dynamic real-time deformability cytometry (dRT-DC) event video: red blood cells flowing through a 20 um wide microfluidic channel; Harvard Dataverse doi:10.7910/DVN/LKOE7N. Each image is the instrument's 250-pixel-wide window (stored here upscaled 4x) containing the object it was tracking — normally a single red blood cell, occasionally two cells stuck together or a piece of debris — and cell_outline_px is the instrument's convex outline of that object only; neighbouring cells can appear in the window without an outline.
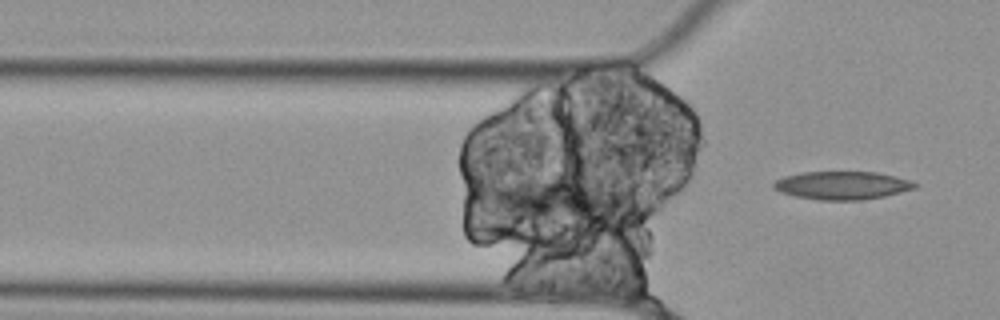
{"species": "Egyptian fruit bat (a non-hibernating species)", "species_latin": "Rousettus aegyptiacus", "temperature_condition": "cold", "stored_images_in_passage": 10, "camera_frame_rate_fps": 3000, "um_per_image_px": 0.085, "animal": {"sex": "female"}, "frame": {"image": 1, "passage_image": 10, "time_ms": 3.0, "image_size_px": [1000, 320], "cell_outline_px": [[916, 188], [884, 196], [864, 200], [820, 200], [796, 196], [780, 192], [772, 188], [772, 184], [776, 180], [784, 176], [804, 172], [876, 172], [908, 180], [916, 184]], "centroid_in_image_um": [71.53, 15.76], "position_along_channel_um": 54.3, "area_um2": 22.95}}